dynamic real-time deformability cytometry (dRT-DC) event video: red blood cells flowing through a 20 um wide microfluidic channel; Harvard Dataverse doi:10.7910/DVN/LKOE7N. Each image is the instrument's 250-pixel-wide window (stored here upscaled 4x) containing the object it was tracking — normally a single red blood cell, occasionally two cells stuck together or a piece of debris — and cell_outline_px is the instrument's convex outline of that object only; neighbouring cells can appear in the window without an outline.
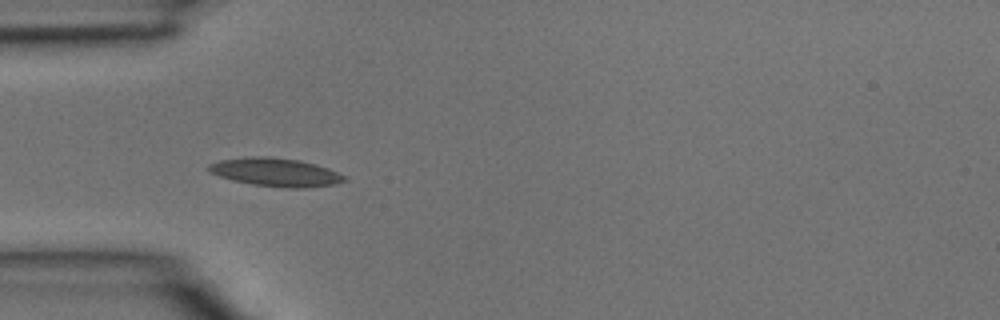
{"species": "common noctule bat (a hibernating species)", "species_latin": "Nyctalus noctula", "temperature_condition": "room temperature", "stored_images_in_passage": 3, "camera_frame_rate_fps": 3000, "um_per_image_px": 0.085, "animal": {"sex": "male", "body_mass_g": 15.6}, "frame": {"image": 1, "passage_image": 3, "time_ms": 0.667, "image_size_px": [1000, 320], "cell_outline_px": [[348, 180], [336, 184], [308, 188], [288, 188], [252, 184], [232, 180], [220, 176], [212, 172], [208, 168], [208, 164], [220, 160], [248, 156], [268, 156], [300, 160], [316, 164], [328, 168], [348, 176]], "centroid_in_image_um": [23.5, 14.64], "position_along_channel_um": 61.5, "area_um2": 22.6}}